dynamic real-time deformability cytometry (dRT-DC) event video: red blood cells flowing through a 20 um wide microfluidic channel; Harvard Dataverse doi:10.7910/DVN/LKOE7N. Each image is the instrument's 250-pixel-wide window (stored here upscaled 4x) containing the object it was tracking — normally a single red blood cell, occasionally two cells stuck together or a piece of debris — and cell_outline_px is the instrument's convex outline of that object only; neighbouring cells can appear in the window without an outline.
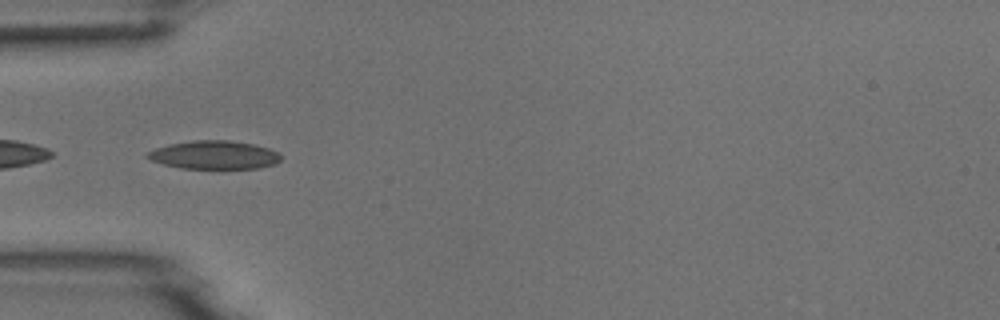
{"species": "common noctule bat (a hibernating species)", "species_latin": "Nyctalus noctula", "temperature_condition": "room temperature", "stored_images_in_passage": 7, "camera_frame_rate_fps": 3000, "um_per_image_px": 0.085, "animal": {"sex": "male", "body_mass_g": 18.8}, "frame": {"image": 1, "passage_image": 5, "time_ms": 4.667, "image_size_px": [1000, 320], "cell_outline_px": [[280, 160], [276, 164], [260, 168], [180, 168], [164, 164], [152, 160], [144, 156], [148, 152], [156, 148], [168, 144], [192, 140], [228, 140], [252, 144], [268, 148], [280, 152]], "centroid_in_image_um": [18.22, 13.16], "position_along_channel_um": 66.8, "area_um2": 22.02}}